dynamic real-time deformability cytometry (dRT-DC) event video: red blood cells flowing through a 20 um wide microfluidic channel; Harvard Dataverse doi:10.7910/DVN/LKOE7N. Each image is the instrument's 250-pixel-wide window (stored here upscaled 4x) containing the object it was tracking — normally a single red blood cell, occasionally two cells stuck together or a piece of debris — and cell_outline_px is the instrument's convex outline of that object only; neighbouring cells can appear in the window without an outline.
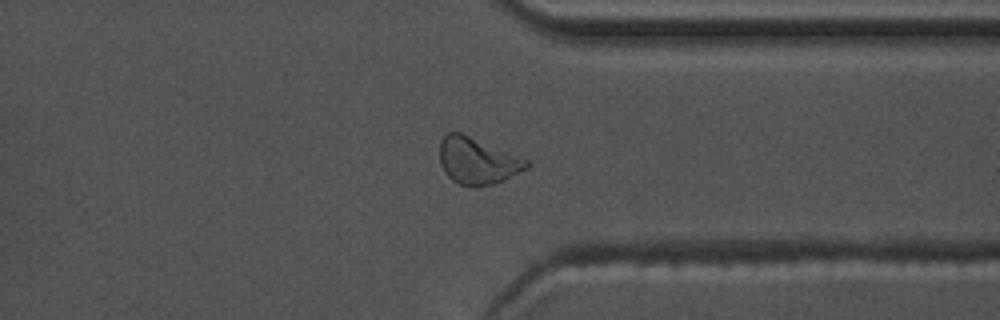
{"species": "common noctule bat (a hibernating species)", "species_latin": "Nyctalus noctula", "temperature_condition": "warm", "stored_images_in_passage": 41, "camera_frame_rate_fps": 3000, "um_per_image_px": 0.085, "animal": {"sex": "male", "body_mass_g": 17.5, "forearm_length_mm": 52.3}, "frame": {"image": 1, "passage_image": 29, "time_ms": 9.333, "image_size_px": [1000, 320], "cell_outline_px": [[528, 168], [504, 180], [492, 184], [476, 188], [460, 184], [452, 180], [444, 172], [440, 164], [440, 140], [448, 132], [460, 132], [528, 160]], "centroid_in_image_um": [40.55, 13.69], "position_along_channel_um": 370.9, "area_um2": 23.47}}
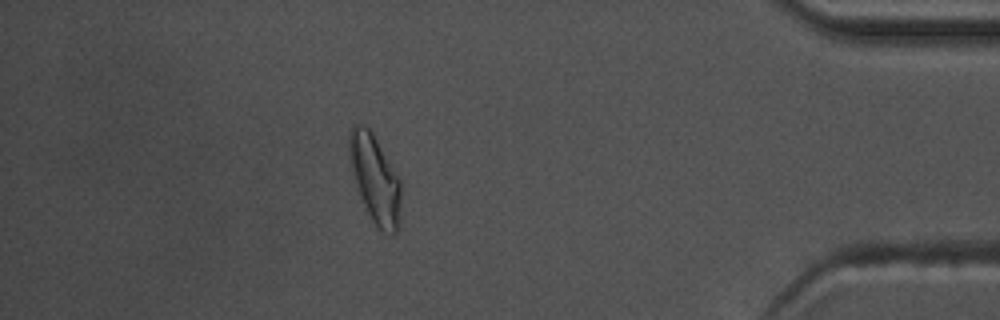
{"frame": {"image": 2, "passage_image": 35, "time_ms": 11.333, "image_size_px": [1000, 320], "cell_outline_px": [[400, 196], [396, 232], [392, 236], [380, 232], [372, 220], [360, 196], [352, 168], [348, 152], [348, 132], [352, 124], [364, 124], [372, 132], [396, 172], [400, 180]], "centroid_in_image_um": [31.85, 15.17], "position_along_channel_um": 403.4, "area_um2": 26.18}, "authors_computed_cell_mechanics": {"area_um2": 21.5016, "velocity_mm_per_s": 3.721, "shape_relaxation_time_tau1_ms": 3.6914, "shape_relaxation_time_tau2_ms": 2.3307, "deformation_change_tau1": 0.1659, "deformation_change_tau2": 0.098}}